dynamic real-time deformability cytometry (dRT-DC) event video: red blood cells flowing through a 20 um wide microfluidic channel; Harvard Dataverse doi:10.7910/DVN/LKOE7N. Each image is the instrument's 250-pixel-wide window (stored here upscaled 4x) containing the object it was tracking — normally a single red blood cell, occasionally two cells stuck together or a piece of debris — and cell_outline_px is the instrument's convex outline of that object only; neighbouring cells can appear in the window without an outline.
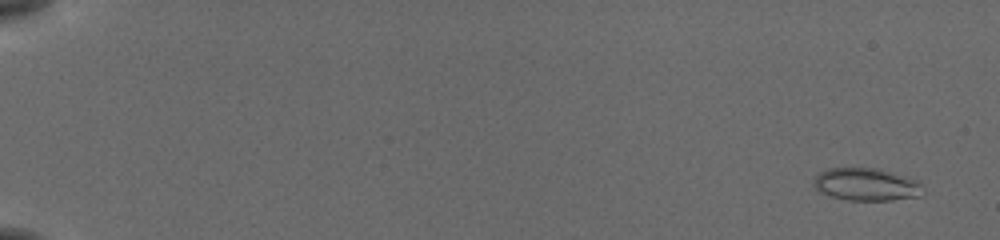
{"species": "common noctule bat (a hibernating species)", "species_latin": "Nyctalus noctula", "temperature_condition": "cold", "stored_images_in_passage": 56, "camera_frame_rate_fps": 3000, "um_per_image_px": 0.085, "animal": {"sex": "female", "body_mass_g": 19.5, "forearm_length_mm": 54.1}, "frame": {"image": 1, "passage_image": 3, "time_ms": 0.667, "image_size_px": [1000, 240], "cell_outline_px": [[924, 192], [920, 196], [892, 200], [848, 200], [832, 196], [820, 192], [812, 184], [816, 176], [820, 172], [828, 168], [876, 168], [920, 180]], "centroid_in_image_um": [73.67, 15.68], "position_along_channel_um": 11.3, "area_um2": 20.81}}
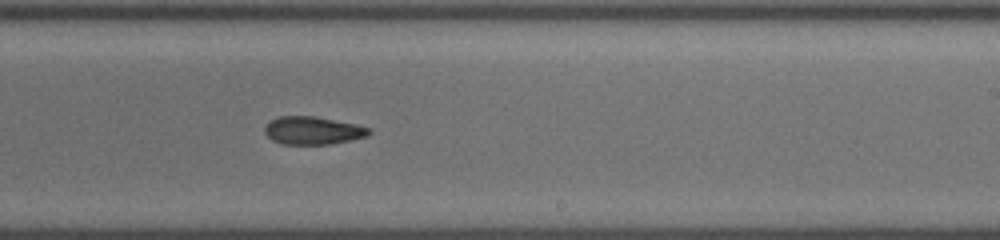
{"frame": {"image": 2, "passage_image": 37, "time_ms": 12.0, "image_size_px": [1000, 240], "cell_outline_px": [[372, 132], [368, 136], [328, 144], [280, 144], [272, 140], [264, 132], [264, 128], [268, 120], [280, 116], [312, 116], [356, 124], [368, 128]], "centroid_in_image_um": [26.54, 11.09], "position_along_channel_um": 262.5, "area_um2": 16.88}}
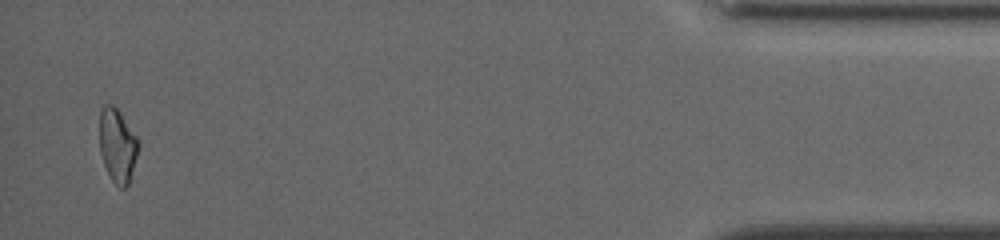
{"frame": {"image": 3, "passage_image": 55, "time_ms": 18.0, "image_size_px": [1000, 240], "cell_outline_px": [[140, 144], [128, 184], [124, 188], [120, 188], [112, 180], [104, 164], [100, 152], [100, 108], [104, 104], [112, 104], [120, 112], [140, 140]], "centroid_in_image_um": [9.99, 12.32], "position_along_channel_um": 425.2, "area_um2": 16.65}, "authors_computed_cell_mechanics": {"area_um2": 17.7446, "velocity_mm_per_s": 3.829, "shape_relaxation_time_tau1_ms": 5.6887, "shape_relaxation_time_tau2_ms": 3.4351, "deformation_change_tau1": 0.1424, "deformation_change_tau2": 0.1071}}